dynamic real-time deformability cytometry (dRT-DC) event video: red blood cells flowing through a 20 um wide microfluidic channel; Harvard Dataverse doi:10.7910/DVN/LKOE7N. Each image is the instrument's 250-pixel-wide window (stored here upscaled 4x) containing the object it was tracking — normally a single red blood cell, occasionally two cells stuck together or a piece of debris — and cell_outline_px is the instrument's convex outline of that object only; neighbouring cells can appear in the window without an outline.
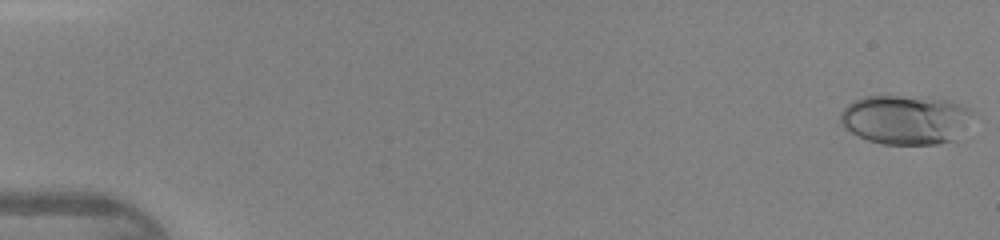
{"species": "human", "species_latin": "Homo sapiens", "temperature_condition": "warm", "stored_images_in_passage": 45, "camera_frame_rate_fps": 3000, "um_per_image_px": 0.085, "donor": {"sex": "female"}, "frame": {"image": 1, "passage_image": 1, "time_ms": 0.0, "image_size_px": [1000, 240], "cell_outline_px": [[972, 112], [952, 140], [936, 144], [884, 144], [868, 140], [844, 128], [840, 124], [840, 112], [848, 104], [864, 96], [900, 96], [948, 100], [964, 104], [972, 108]], "centroid_in_image_um": [76.89, 10.15], "position_along_channel_um": 8.1, "area_um2": 37.34}}
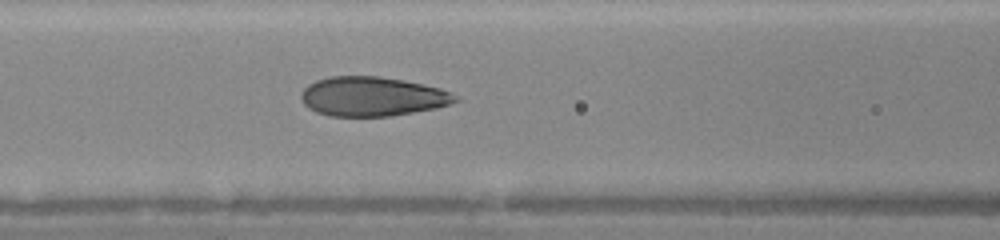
{"frame": {"image": 2, "passage_image": 20, "time_ms": 6.333, "image_size_px": [1000, 240], "cell_outline_px": [[460, 100], [436, 108], [388, 116], [328, 116], [316, 112], [308, 108], [304, 104], [300, 96], [304, 88], [308, 84], [316, 80], [328, 76], [380, 76], [404, 80], [424, 84], [440, 88], [452, 92]], "centroid_in_image_um": [31.63, 8.19], "position_along_channel_um": 135.0, "area_um2": 35.49}}
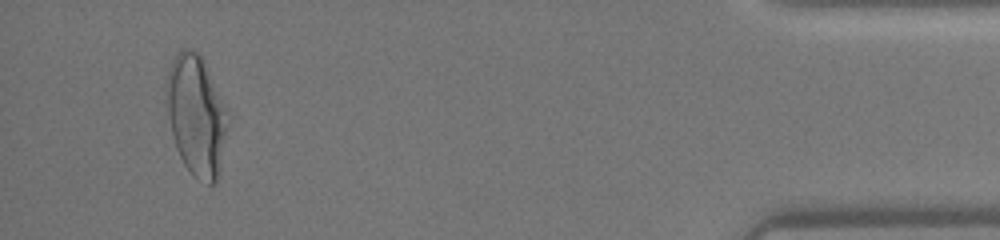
{"frame": {"image": 3, "passage_image": 43, "time_ms": 14.0, "image_size_px": [1000, 240], "cell_outline_px": [[228, 112], [224, 136], [216, 180], [212, 184], [208, 184], [192, 176], [184, 164], [176, 148], [172, 136], [168, 116], [164, 88], [164, 84], [168, 68], [176, 52], [184, 48], [188, 48], [200, 52], [228, 108]], "centroid_in_image_um": [16.63, 9.7], "position_along_channel_um": 418.6, "area_um2": 43.18}}